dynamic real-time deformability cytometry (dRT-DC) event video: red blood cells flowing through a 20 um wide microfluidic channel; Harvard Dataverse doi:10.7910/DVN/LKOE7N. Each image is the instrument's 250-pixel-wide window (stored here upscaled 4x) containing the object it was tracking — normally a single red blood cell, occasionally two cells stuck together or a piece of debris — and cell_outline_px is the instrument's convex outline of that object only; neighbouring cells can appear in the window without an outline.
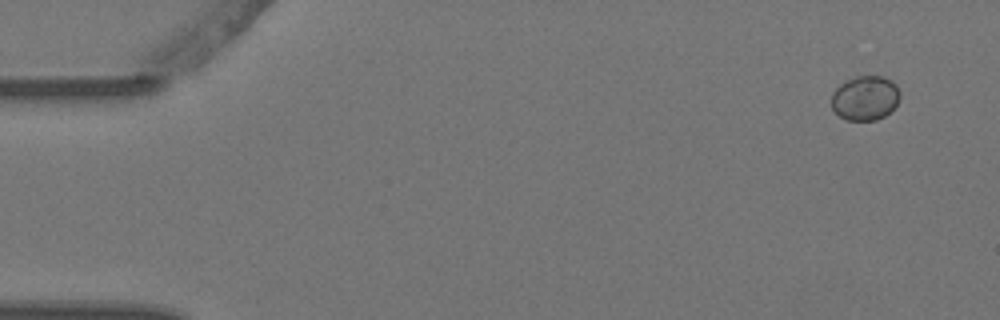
{"species": "Egyptian fruit bat (a non-hibernating species)", "species_latin": "Rousettus aegyptiacus", "temperature_condition": "warm", "stored_images_in_passage": 5, "camera_frame_rate_fps": 3000, "um_per_image_px": 0.085, "animal": {"sex": "female"}, "frame": {"image": 1, "passage_image": 1, "time_ms": 0.0, "image_size_px": [1000, 320], "cell_outline_px": [[900, 100], [884, 116], [876, 120], [844, 120], [832, 108], [832, 92], [840, 84], [856, 76], [880, 76], [892, 80], [896, 84], [900, 92]], "centroid_in_image_um": [73.54, 8.33], "position_along_channel_um": 11.5, "area_um2": 17.74}}
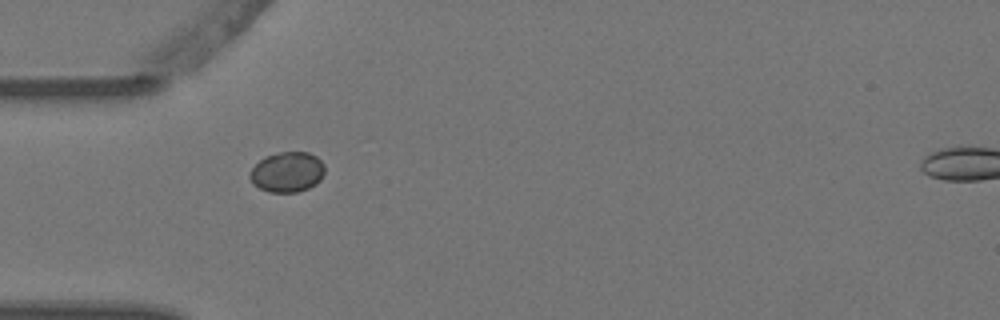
{"frame": {"image": 2, "passage_image": 4, "time_ms": 1.0, "image_size_px": [1000, 320], "cell_outline_px": [[324, 172], [320, 180], [316, 184], [308, 188], [296, 192], [268, 192], [252, 184], [248, 176], [252, 168], [264, 156], [280, 152], [308, 152], [316, 156], [324, 164]], "centroid_in_image_um": [24.4, 14.62], "position_along_channel_um": 60.6, "area_um2": 17.63}}
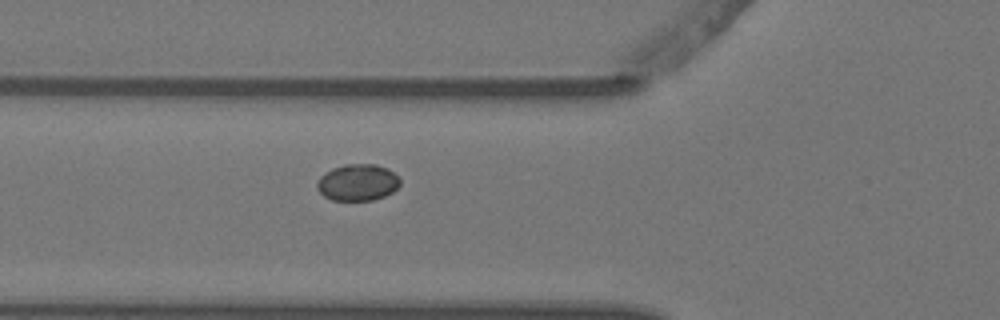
{"frame": {"image": 3, "passage_image": 5, "time_ms": 1.333, "image_size_px": [1000, 320], "cell_outline_px": [[400, 184], [392, 192], [384, 196], [372, 200], [332, 200], [324, 196], [316, 188], [316, 184], [320, 176], [324, 172], [332, 168], [344, 164], [376, 164], [388, 168], [400, 180]], "centroid_in_image_um": [30.37, 15.5], "position_along_channel_um": 95.4, "area_um2": 17.74}}